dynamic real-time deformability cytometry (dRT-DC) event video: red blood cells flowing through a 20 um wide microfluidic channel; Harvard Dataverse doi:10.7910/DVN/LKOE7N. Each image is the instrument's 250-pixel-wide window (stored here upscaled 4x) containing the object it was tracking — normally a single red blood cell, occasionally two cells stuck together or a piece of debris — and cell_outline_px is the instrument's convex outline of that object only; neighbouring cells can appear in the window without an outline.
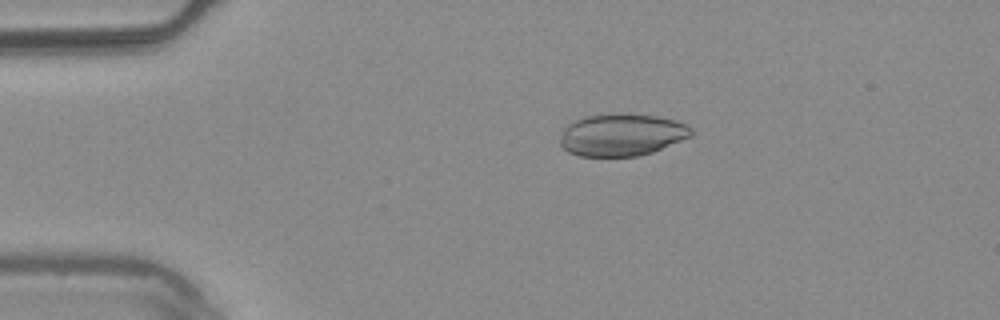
{"species": "common noctule bat (a hibernating species)", "species_latin": "Nyctalus noctula", "temperature_condition": "warm", "stored_images_in_passage": 5, "camera_frame_rate_fps": 3000, "um_per_image_px": 0.085, "animal": {"sex": "male", "body_mass_g": 20.4}, "frame": {"image": 1, "passage_image": 3, "time_ms": 0.667, "image_size_px": [1000, 320], "cell_outline_px": [[692, 136], [652, 152], [636, 156], [580, 156], [568, 152], [560, 144], [560, 136], [564, 128], [568, 124], [584, 116], [656, 116], [676, 120], [688, 124], [692, 128]], "centroid_in_image_um": [52.86, 11.5], "position_along_channel_um": 32.1, "area_um2": 31.5}}